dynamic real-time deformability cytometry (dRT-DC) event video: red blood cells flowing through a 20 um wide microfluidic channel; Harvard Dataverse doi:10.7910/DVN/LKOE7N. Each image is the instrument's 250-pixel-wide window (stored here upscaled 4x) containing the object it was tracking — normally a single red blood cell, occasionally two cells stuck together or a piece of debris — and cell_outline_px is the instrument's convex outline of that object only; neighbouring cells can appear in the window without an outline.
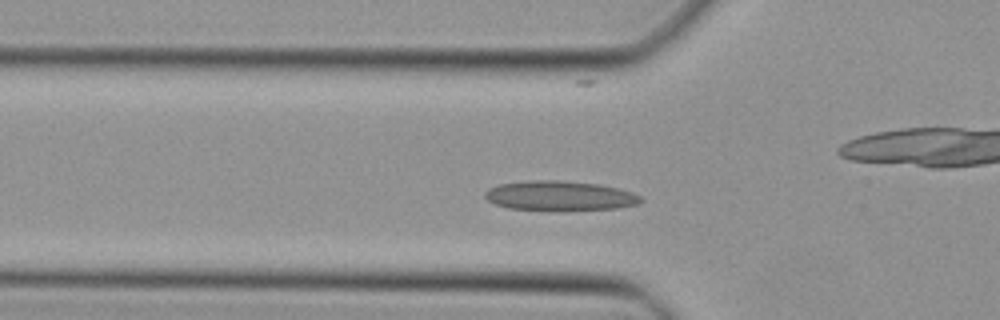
{"species": "Egyptian fruit bat (a non-hibernating species)", "species_latin": "Rousettus aegyptiacus", "temperature_condition": "cold", "stored_images_in_passage": 43, "camera_frame_rate_fps": 3000, "um_per_image_px": 0.085, "animal": {"sex": "female"}, "frame": {"image": 1, "passage_image": 11, "time_ms": 3.333, "image_size_px": [1000, 320], "cell_outline_px": [[644, 200], [640, 204], [616, 208], [508, 208], [496, 204], [488, 200], [484, 196], [484, 192], [488, 188], [500, 184], [528, 180], [560, 180], [600, 184], [620, 188], [632, 192], [640, 196]], "centroid_in_image_um": [47.6, 16.59], "position_along_channel_um": 78.2, "area_um2": 26.18}}
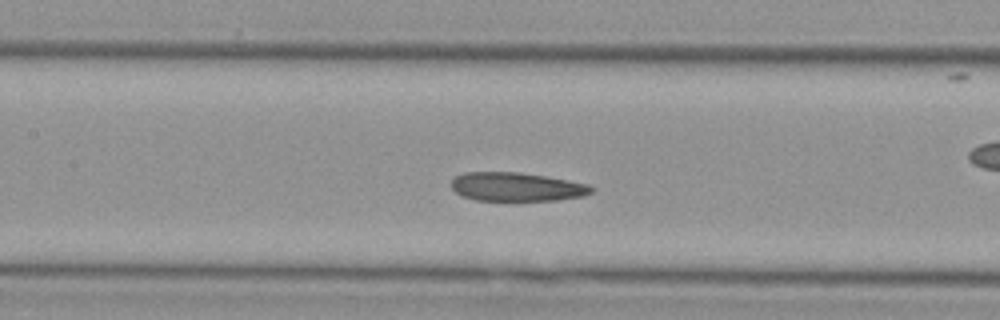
{"frame": {"image": 2, "passage_image": 17, "time_ms": 5.333, "image_size_px": [1000, 320], "cell_outline_px": [[596, 188], [592, 192], [584, 196], [556, 200], [476, 200], [464, 196], [456, 192], [452, 188], [452, 180], [456, 176], [464, 172], [520, 172], [568, 180], [588, 184]], "centroid_in_image_um": [43.94, 15.87], "position_along_channel_um": 163.5, "area_um2": 23.35}}
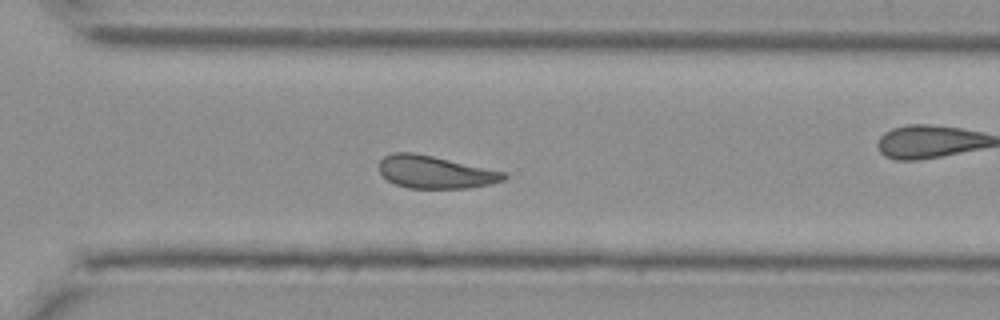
{"frame": {"image": 3, "passage_image": 29, "time_ms": 9.333, "image_size_px": [1000, 320], "cell_outline_px": [[508, 176], [504, 180], [492, 184], [468, 188], [408, 188], [396, 184], [388, 180], [380, 172], [380, 160], [384, 156], [392, 152], [412, 152], [432, 156], [508, 172]], "centroid_in_image_um": [37.04, 14.63], "position_along_channel_um": 333.6, "area_um2": 23.76}}